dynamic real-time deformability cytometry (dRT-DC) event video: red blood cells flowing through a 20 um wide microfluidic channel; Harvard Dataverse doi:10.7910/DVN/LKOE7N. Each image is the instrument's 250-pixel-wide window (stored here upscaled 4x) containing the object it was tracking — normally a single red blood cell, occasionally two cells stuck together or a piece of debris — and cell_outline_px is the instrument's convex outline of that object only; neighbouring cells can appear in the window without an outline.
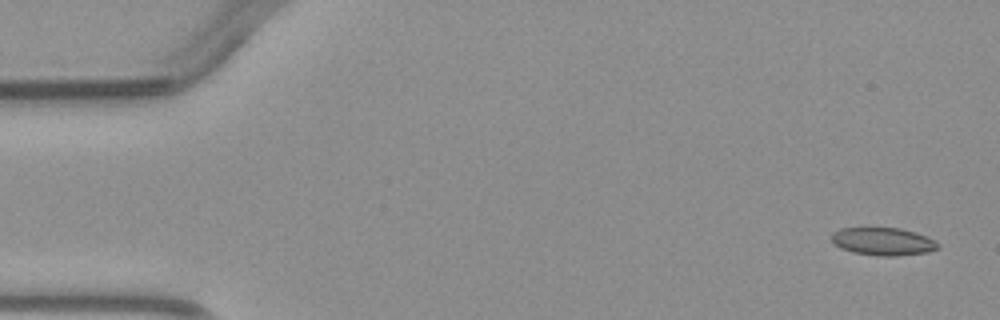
{"species": "common noctule bat (a hibernating species)", "species_latin": "Nyctalus noctula", "temperature_condition": "warm", "stored_images_in_passage": 3, "segment_of_instrument_passage": [2, 2], "camera_frame_rate_fps": 3000, "um_per_image_px": 0.085, "animal": {"sex": "male", "body_mass_g": 23.1, "forearm_length_mm": 52.7}, "frame": {"image": 1, "passage_image": 3, "time_ms": 3.333, "image_size_px": [1000, 320], "cell_outline_px": [[940, 248], [928, 252], [896, 256], [876, 256], [852, 252], [840, 248], [832, 244], [832, 232], [840, 228], [900, 228], [928, 236], [936, 240], [940, 244]], "centroid_in_image_um": [75.07, 20.53], "position_along_channel_um": 9.9, "area_um2": 17.51}}